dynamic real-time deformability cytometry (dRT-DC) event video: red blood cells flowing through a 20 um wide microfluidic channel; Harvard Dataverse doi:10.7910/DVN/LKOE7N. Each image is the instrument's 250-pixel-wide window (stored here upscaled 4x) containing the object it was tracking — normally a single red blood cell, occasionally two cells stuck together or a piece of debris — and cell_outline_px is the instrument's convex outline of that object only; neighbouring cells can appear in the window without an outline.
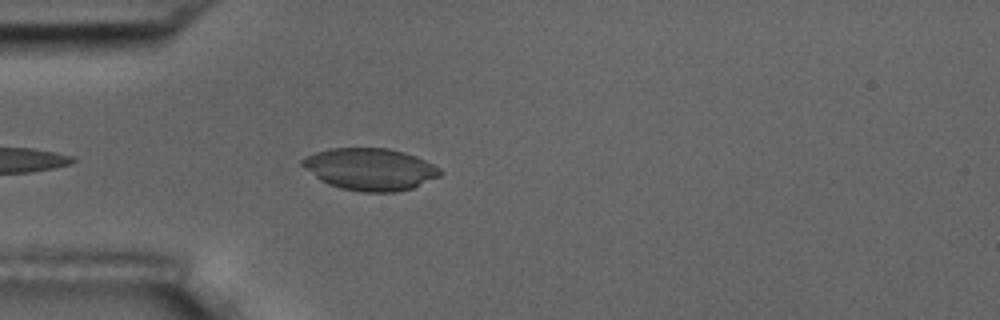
{"species": "common noctule bat (a hibernating species)", "species_latin": "Nyctalus noctula", "temperature_condition": "room temperature", "stored_images_in_passage": 4, "camera_frame_rate_fps": 3000, "um_per_image_px": 0.085, "animal": {"sex": "male", "body_mass_g": 17.5, "forearm_length_mm": 52.3}, "frame": {"image": 1, "passage_image": 4, "time_ms": 3.667, "image_size_px": [1000, 320], "cell_outline_px": [[444, 172], [440, 176], [412, 188], [396, 192], [364, 192], [340, 188], [328, 184], [320, 180], [304, 168], [300, 164], [300, 160], [304, 156], [328, 148], [388, 148], [404, 152], [416, 156], [440, 168]], "centroid_in_image_um": [31.44, 14.38], "position_along_channel_um": 53.6, "area_um2": 33.93}}